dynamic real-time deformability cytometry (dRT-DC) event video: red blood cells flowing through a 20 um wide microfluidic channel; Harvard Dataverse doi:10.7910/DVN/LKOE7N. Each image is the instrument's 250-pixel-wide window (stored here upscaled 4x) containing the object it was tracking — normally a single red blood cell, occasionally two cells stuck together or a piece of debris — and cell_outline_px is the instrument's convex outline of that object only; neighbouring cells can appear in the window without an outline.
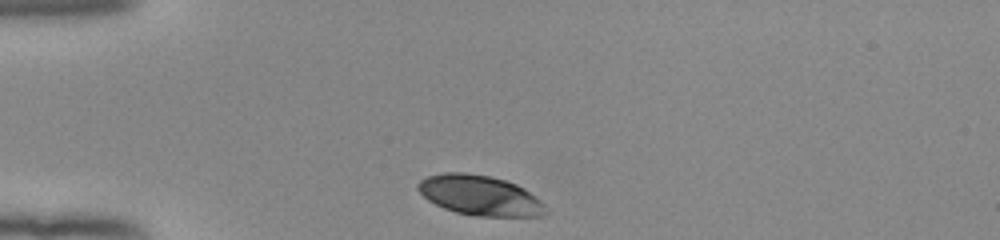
{"species": "human", "species_latin": "Homo sapiens", "temperature_condition": "room temperature", "stored_images_in_passage": 31, "camera_frame_rate_fps": 3000, "um_per_image_px": 0.085, "donor": {"sex": "female"}, "frame": {"image": 1, "passage_image": 1, "time_ms": 0.0, "image_size_px": [1000, 240], "cell_outline_px": [[548, 212], [544, 216], [476, 216], [456, 212], [444, 208], [428, 200], [416, 188], [416, 184], [420, 180], [428, 176], [444, 172], [464, 172], [488, 176], [504, 180], [516, 184], [524, 188], [540, 200], [544, 204]], "centroid_in_image_um": [40.79, 16.61], "position_along_channel_um": 44.2, "area_um2": 29.77}}
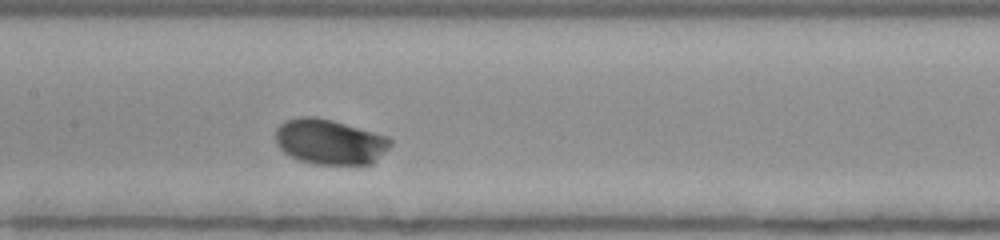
{"frame": {"image": 2, "passage_image": 14, "time_ms": 4.333, "image_size_px": [1000, 240], "cell_outline_px": [[392, 144], [372, 164], [312, 164], [300, 160], [284, 152], [276, 144], [276, 128], [284, 120], [300, 116], [312, 116], [332, 120], [388, 136], [392, 140]], "centroid_in_image_um": [28.02, 12.04], "position_along_channel_um": 179.4, "area_um2": 30.29}}
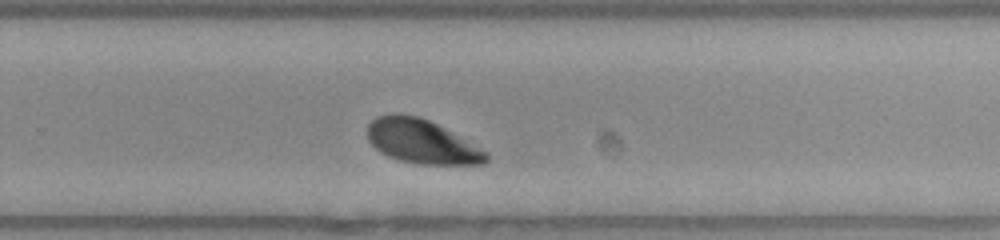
{"frame": {"image": 3, "passage_image": 23, "time_ms": 7.333, "image_size_px": [1000, 240], "cell_outline_px": [[488, 160], [484, 164], [420, 164], [400, 160], [388, 156], [380, 152], [368, 140], [368, 124], [376, 116], [392, 112], [396, 112], [420, 116], [444, 128], [480, 148], [488, 156]], "centroid_in_image_um": [35.78, 12.01], "position_along_channel_um": 294.0, "area_um2": 30.23}, "authors_computed_cell_mechanics": {"area_um2": 30.345, "velocity_mm_per_s": 3.836, "shape_relaxation_time_tau1_ms": 1.8935, "shape_relaxation_time_tau2_ms": null, "deformation_change_tau1": 0.1469, "deformation_change_tau2": null}}